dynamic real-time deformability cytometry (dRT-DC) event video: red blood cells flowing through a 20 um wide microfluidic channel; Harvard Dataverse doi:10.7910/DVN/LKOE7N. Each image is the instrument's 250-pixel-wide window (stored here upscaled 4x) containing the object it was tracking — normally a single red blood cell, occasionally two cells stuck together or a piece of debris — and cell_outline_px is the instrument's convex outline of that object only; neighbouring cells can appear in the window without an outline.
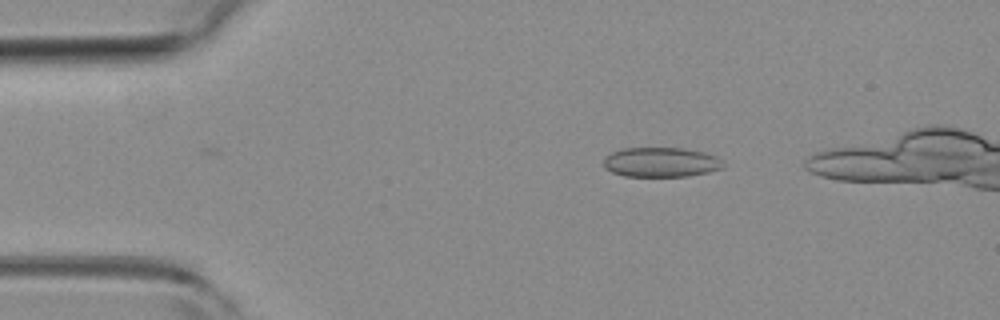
{"species": "common noctule bat (a hibernating species)", "species_latin": "Nyctalus noctula", "temperature_condition": "room temperature", "stored_images_in_passage": 6, "segment_of_instrument_passage": [1, 2], "camera_frame_rate_fps": 3000, "um_per_image_px": 0.085, "animal": {"sex": "female", "body_mass_g": 19.3, "forearm_length_mm": 54.1}, "frame": {"image": 1, "passage_image": 2, "time_ms": 0.333, "image_size_px": [1000, 320], "cell_outline_px": [[724, 168], [708, 172], [688, 176], [624, 176], [612, 172], [604, 168], [604, 160], [612, 152], [624, 148], [680, 148], [704, 152], [716, 156], [724, 164]], "centroid_in_image_um": [56.19, 13.79], "position_along_channel_um": 28.8, "area_um2": 20.58}}
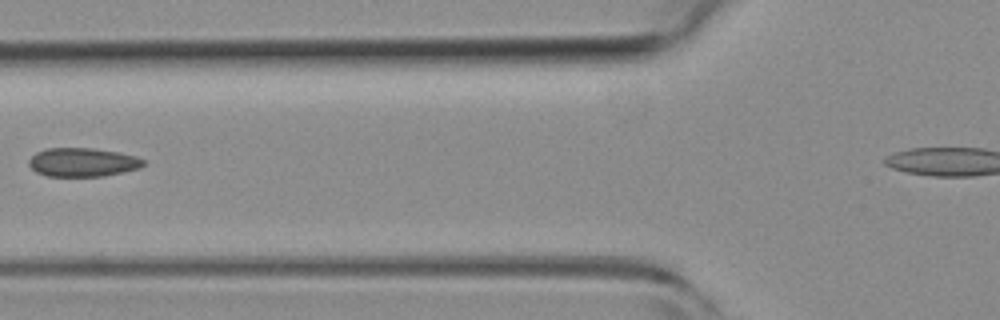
{"frame": {"image": 2, "passage_image": 5, "time_ms": 1.333, "image_size_px": [1000, 320], "cell_outline_px": [[144, 164], [140, 168], [124, 172], [104, 176], [48, 176], [36, 172], [28, 164], [28, 160], [36, 152], [48, 148], [92, 148], [116, 152], [136, 156], [144, 160]], "centroid_in_image_um": [7.02, 13.79], "position_along_channel_um": 118.8, "area_um2": 19.13}}